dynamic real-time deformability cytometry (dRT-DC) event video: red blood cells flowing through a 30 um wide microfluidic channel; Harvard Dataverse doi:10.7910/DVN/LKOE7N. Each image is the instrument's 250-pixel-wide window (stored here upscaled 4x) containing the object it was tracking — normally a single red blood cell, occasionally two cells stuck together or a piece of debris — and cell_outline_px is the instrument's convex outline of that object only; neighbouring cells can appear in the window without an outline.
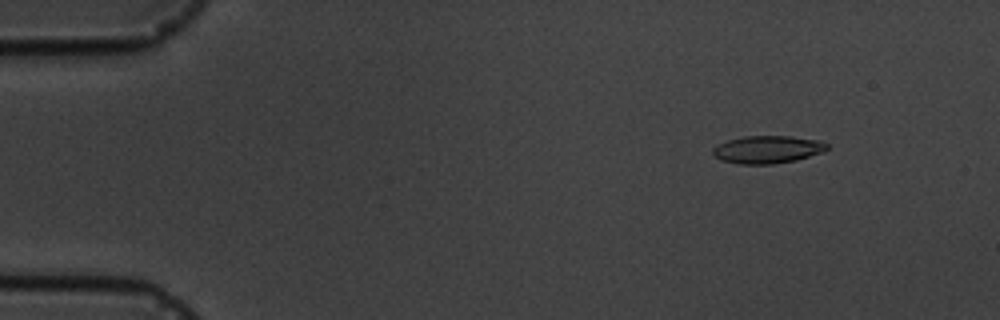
{"species": "common noctule bat (a hibernating species)", "species_latin": "Nyctalus noctula", "temperature_condition": "cold", "stored_images_in_passage": 4, "camera_frame_rate_fps": 3000, "um_per_image_px": 0.085, "animal": {"sex": "male", "body_mass_g": 19.5, "forearm_length_mm": 54.6}, "frame": {"image": 1, "passage_image": 2, "time_ms": 2.0, "image_size_px": [1000, 320], "cell_outline_px": [[828, 148], [824, 152], [796, 160], [772, 164], [736, 164], [720, 160], [712, 156], [712, 148], [716, 144], [728, 140], [744, 136], [792, 136], [820, 140], [828, 144]], "centroid_in_image_um": [65.21, 12.71], "position_along_channel_um": 19.8, "area_um2": 18.73}}
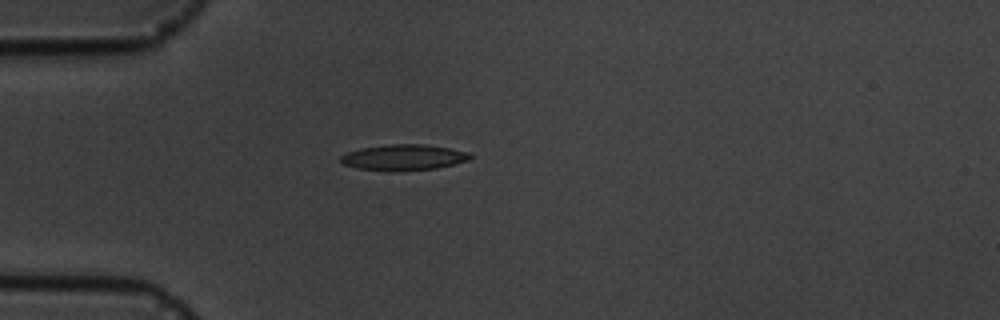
{"frame": {"image": 2, "passage_image": 4, "time_ms": 5.0, "image_size_px": [1000, 320], "cell_outline_px": [[472, 156], [468, 160], [436, 168], [392, 172], [356, 168], [344, 164], [340, 160], [340, 156], [348, 152], [360, 148], [388, 144], [424, 144], [472, 152]], "centroid_in_image_um": [34.3, 13.38], "position_along_channel_um": 50.7, "area_um2": 19.59}}